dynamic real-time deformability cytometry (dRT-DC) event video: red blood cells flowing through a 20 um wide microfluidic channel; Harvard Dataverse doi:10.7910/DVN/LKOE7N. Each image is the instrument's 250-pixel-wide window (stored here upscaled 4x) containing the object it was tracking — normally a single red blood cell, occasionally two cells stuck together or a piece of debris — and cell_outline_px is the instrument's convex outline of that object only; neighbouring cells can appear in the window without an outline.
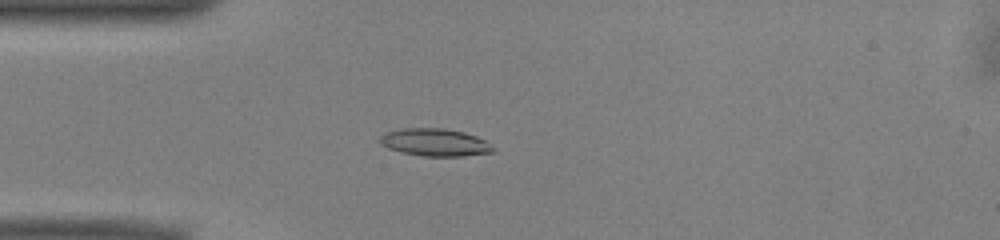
{"species": "common noctule bat (a hibernating species)", "species_latin": "Nyctalus noctula", "temperature_condition": "warm", "stored_images_in_passage": 49, "camera_frame_rate_fps": 3000, "um_per_image_px": 0.085, "animal": {"sex": "male", "body_mass_g": 13.0, "forearm_length_mm": 53.1}, "frame": {"image": 1, "passage_image": 11, "time_ms": 3.333, "image_size_px": [1000, 240], "cell_outline_px": [[496, 148], [492, 152], [464, 156], [420, 156], [400, 152], [388, 148], [380, 144], [380, 136], [388, 132], [400, 128], [444, 128], [464, 132], [476, 136], [484, 140]], "centroid_in_image_um": [36.96, 12.1], "position_along_channel_um": 48.0, "area_um2": 18.21}}
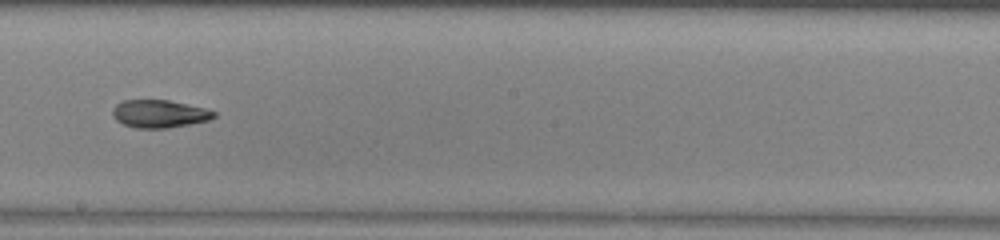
{"frame": {"image": 2, "passage_image": 26, "time_ms": 8.333, "image_size_px": [1000, 240], "cell_outline_px": [[216, 116], [208, 120], [168, 128], [136, 128], [124, 124], [116, 120], [112, 116], [112, 108], [116, 104], [124, 100], [168, 100], [204, 108], [216, 112]], "centroid_in_image_um": [13.51, 9.67], "position_along_channel_um": 234.7, "area_um2": 16.3}}
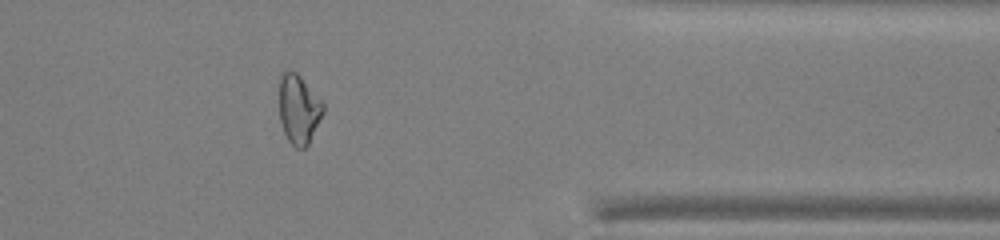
{"frame": {"image": 3, "passage_image": 39, "time_ms": 12.667, "image_size_px": [1000, 240], "cell_outline_px": [[324, 112], [308, 144], [304, 148], [296, 148], [288, 140], [284, 132], [280, 120], [280, 72], [284, 68], [288, 68], [296, 72], [300, 76], [324, 104]], "centroid_in_image_um": [25.37, 9.24], "position_along_channel_um": 386.0, "area_um2": 17.69}, "authors_computed_cell_mechanics": {"area_um2": 17.629, "velocity_mm_per_s": 3.9667, "shape_relaxation_time_tau1_ms": 5.7087, "shape_relaxation_time_tau2_ms": 4.0243, "deformation_change_tau1": 0.1685, "deformation_change_tau2": 0.1141}}